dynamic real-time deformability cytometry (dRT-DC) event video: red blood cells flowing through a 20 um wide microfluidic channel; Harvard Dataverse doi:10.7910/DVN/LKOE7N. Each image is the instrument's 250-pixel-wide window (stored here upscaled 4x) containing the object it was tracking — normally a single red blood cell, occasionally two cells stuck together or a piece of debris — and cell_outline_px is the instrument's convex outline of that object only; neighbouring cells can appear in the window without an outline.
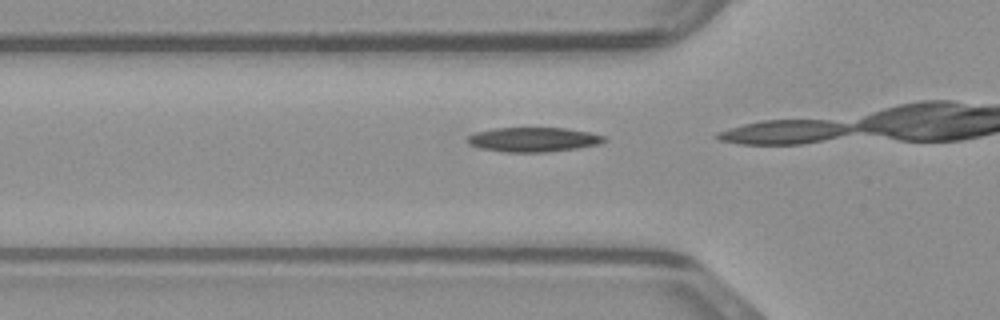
{"species": "common noctule bat (a hibernating species)", "species_latin": "Nyctalus noctula", "temperature_condition": "warm", "stored_images_in_passage": 12, "camera_frame_rate_fps": 3000, "um_per_image_px": 0.085, "animal": {"sex": "male", "body_mass_g": 23.1, "forearm_length_mm": 52.7}, "frame": {"image": 1, "passage_image": 11, "time_ms": 3.333, "image_size_px": [1000, 320], "cell_outline_px": [[608, 140], [600, 144], [576, 148], [548, 152], [504, 152], [480, 148], [468, 144], [468, 136], [476, 132], [492, 128], [564, 128], [588, 132], [604, 136]], "centroid_in_image_um": [45.33, 11.86], "position_along_channel_um": 80.5, "area_um2": 19.48}}